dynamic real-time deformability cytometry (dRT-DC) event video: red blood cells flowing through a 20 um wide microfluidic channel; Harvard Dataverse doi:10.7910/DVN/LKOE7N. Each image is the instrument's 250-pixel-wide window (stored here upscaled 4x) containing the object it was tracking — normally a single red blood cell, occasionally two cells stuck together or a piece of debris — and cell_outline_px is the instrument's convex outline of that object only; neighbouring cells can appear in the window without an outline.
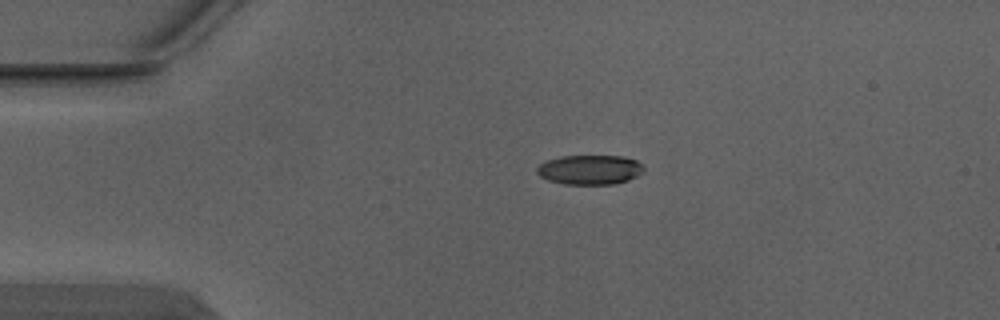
{"species": "Egyptian fruit bat (a non-hibernating species)", "species_latin": "Rousettus aegyptiacus", "temperature_condition": "warm", "stored_images_in_passage": 2, "camera_frame_rate_fps": 3000, "um_per_image_px": 0.085, "animal": {"sex": "male"}, "frame": {"image": 1, "passage_image": 1, "time_ms": 0.0, "image_size_px": [1000, 320], "cell_outline_px": [[644, 172], [628, 180], [616, 184], [564, 184], [548, 180], [540, 176], [536, 172], [536, 168], [540, 164], [548, 160], [560, 156], [624, 156], [636, 160], [644, 168]], "centroid_in_image_um": [50.14, 14.43], "position_along_channel_um": 34.9, "area_um2": 18.44}}